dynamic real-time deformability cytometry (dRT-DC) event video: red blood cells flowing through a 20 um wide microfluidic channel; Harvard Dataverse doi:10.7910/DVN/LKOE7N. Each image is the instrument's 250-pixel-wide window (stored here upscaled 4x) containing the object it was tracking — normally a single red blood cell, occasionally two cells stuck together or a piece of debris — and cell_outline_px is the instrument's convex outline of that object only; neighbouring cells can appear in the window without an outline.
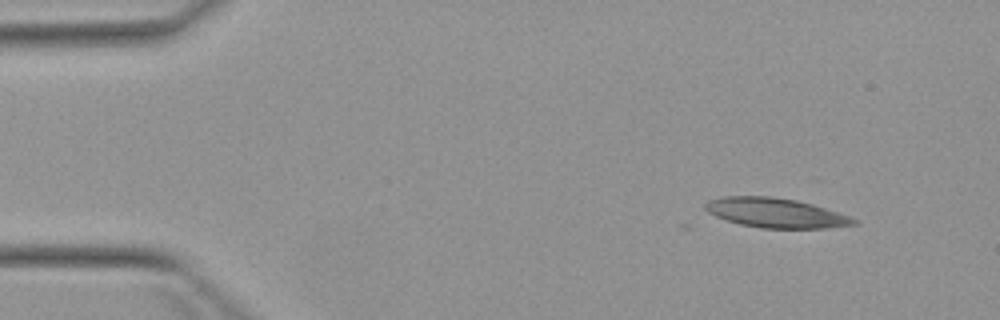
{"species": "Egyptian fruit bat (a non-hibernating species)", "species_latin": "Rousettus aegyptiacus", "temperature_condition": "warm", "stored_images_in_passage": 4, "camera_frame_rate_fps": 3000, "um_per_image_px": 0.085, "animal": {"sex": "female"}, "frame": {"image": 1, "passage_image": 1, "time_ms": 0.0, "image_size_px": [1000, 320], "cell_outline_px": [[860, 224], [828, 228], [760, 228], [740, 224], [716, 216], [708, 212], [704, 208], [704, 204], [708, 200], [724, 196], [772, 196], [796, 200], [812, 204], [860, 220]], "centroid_in_image_um": [65.95, 18.09], "position_along_channel_um": 19.1, "area_um2": 25.61}}
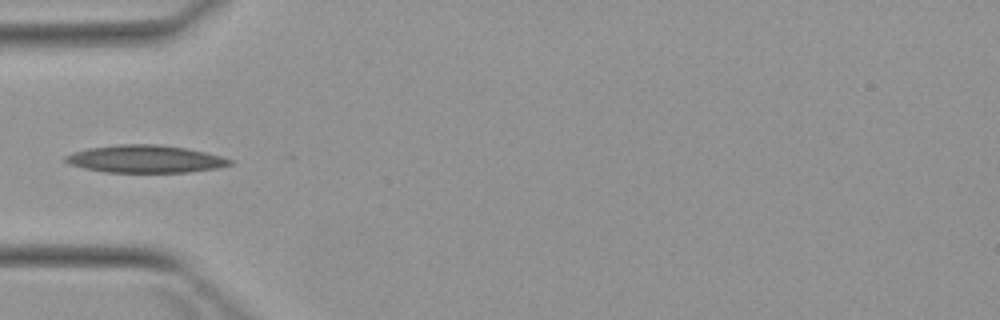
{"frame": {"image": 2, "passage_image": 3, "time_ms": 3.667, "image_size_px": [1000, 320], "cell_outline_px": [[236, 160], [232, 164], [220, 168], [188, 172], [104, 172], [84, 168], [68, 164], [64, 160], [64, 156], [72, 152], [88, 148], [120, 144], [160, 144], [188, 148]], "centroid_in_image_um": [12.36, 13.51], "position_along_channel_um": 72.6, "area_um2": 26.65}}
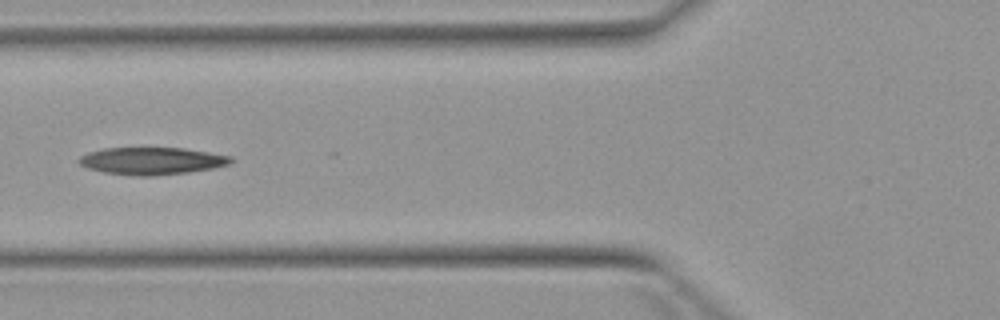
{"frame": {"image": 3, "passage_image": 4, "time_ms": 4.667, "image_size_px": [1000, 320], "cell_outline_px": [[236, 160], [228, 164], [212, 168], [188, 172], [152, 176], [136, 176], [104, 172], [88, 168], [80, 164], [76, 160], [80, 156], [88, 152], [104, 148], [184, 148], [232, 156]], "centroid_in_image_um": [12.9, 13.67], "position_along_channel_um": 112.9, "area_um2": 24.16}}